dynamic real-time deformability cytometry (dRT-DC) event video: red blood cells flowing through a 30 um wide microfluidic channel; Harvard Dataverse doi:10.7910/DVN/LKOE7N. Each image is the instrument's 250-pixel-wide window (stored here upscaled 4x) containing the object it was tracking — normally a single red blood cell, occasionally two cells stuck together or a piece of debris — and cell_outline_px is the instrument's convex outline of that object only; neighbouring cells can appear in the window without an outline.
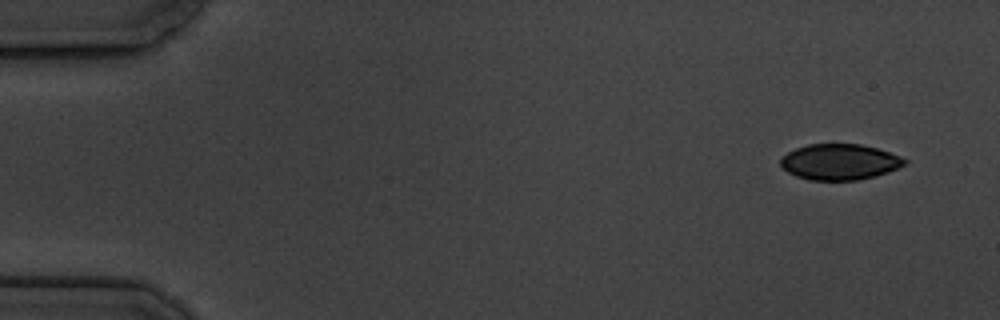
{"species": "common noctule bat (a hibernating species)", "species_latin": "Nyctalus noctula", "temperature_condition": "cold", "stored_images_in_passage": 5, "camera_frame_rate_fps": 3000, "um_per_image_px": 0.085, "animal": {"sex": "male", "body_mass_g": 19.5, "forearm_length_mm": 54.6}, "frame": {"image": 1, "passage_image": 1, "time_ms": 0.0, "image_size_px": [1000, 320], "cell_outline_px": [[908, 160], [904, 164], [888, 172], [856, 180], [808, 180], [796, 176], [788, 172], [780, 164], [780, 160], [788, 152], [796, 148], [808, 144], [860, 144], [876, 148], [900, 156]], "centroid_in_image_um": [71.34, 13.76], "position_along_channel_um": 13.7, "area_um2": 25.61}}